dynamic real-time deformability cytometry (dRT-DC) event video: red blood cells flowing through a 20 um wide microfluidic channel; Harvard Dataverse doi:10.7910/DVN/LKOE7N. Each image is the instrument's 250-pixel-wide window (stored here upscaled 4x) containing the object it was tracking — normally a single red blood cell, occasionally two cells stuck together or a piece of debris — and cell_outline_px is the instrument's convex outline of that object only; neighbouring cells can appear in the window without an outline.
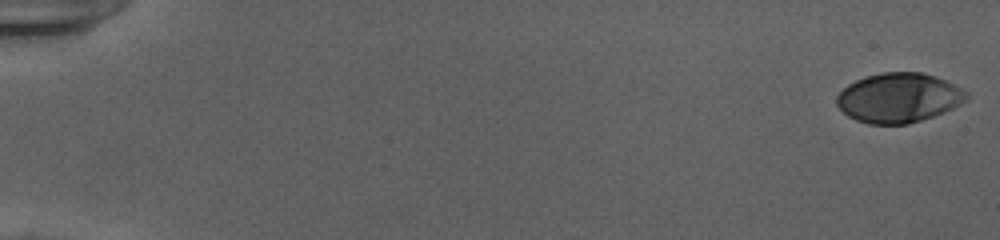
{"species": "human", "species_latin": "Homo sapiens", "temperature_condition": "cold", "stored_images_in_passage": 32, "camera_frame_rate_fps": 3000, "um_per_image_px": 0.085, "donor": {"sex": "female"}, "frame": {"image": 1, "passage_image": 1, "time_ms": 0.0, "image_size_px": [1000, 240], "cell_outline_px": [[968, 100], [944, 112], [908, 124], [868, 124], [856, 120], [848, 116], [836, 104], [836, 96], [848, 84], [864, 76], [880, 72], [920, 72], [936, 76], [968, 92]], "centroid_in_image_um": [76.37, 8.31], "position_along_channel_um": 8.6, "area_um2": 37.45}}
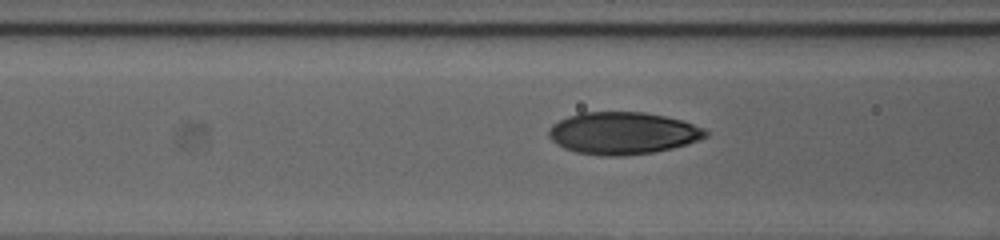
{"frame": {"image": 2, "passage_image": 23, "time_ms": 7.333, "image_size_px": [1000, 240], "cell_outline_px": [[708, 136], [700, 140], [672, 148], [652, 152], [620, 156], [604, 156], [576, 152], [564, 148], [556, 144], [548, 136], [548, 128], [552, 124], [568, 116], [580, 112], [644, 112], [664, 116], [680, 120], [704, 128], [708, 132]], "centroid_in_image_um": [52.91, 11.32], "position_along_channel_um": 113.7, "area_um2": 38.55}}
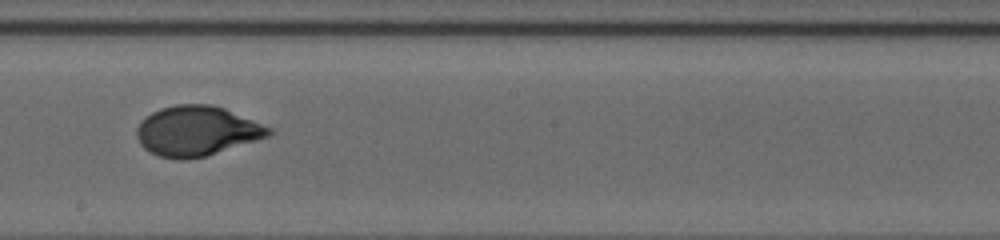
{"frame": {"image": 3, "passage_image": 32, "time_ms": 10.333, "image_size_px": [1000, 240], "cell_outline_px": [[272, 132], [268, 136], [256, 140], [204, 156], [184, 160], [180, 160], [160, 156], [144, 148], [140, 144], [136, 136], [136, 128], [152, 112], [160, 108], [176, 104], [212, 104], [224, 108], [272, 128]], "centroid_in_image_um": [16.7, 11.12], "position_along_channel_um": 231.5, "area_um2": 37.92}}